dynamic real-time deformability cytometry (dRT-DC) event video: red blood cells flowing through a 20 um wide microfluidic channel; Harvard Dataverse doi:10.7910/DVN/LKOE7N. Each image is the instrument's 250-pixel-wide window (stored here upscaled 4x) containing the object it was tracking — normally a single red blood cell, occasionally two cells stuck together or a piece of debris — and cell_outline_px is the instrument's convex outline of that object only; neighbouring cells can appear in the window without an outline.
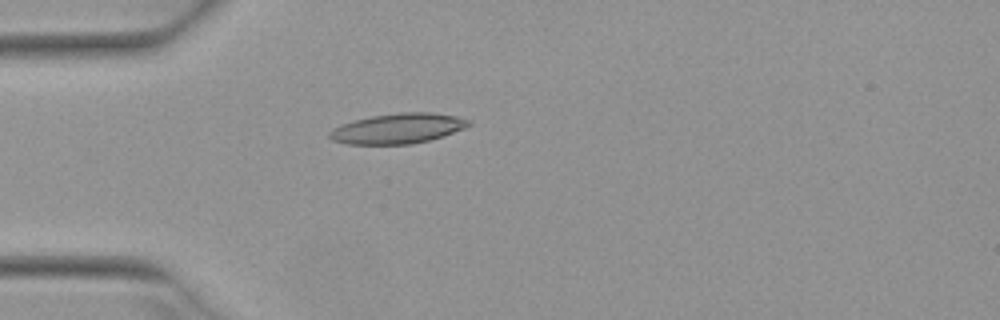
{"species": "Egyptian fruit bat (a non-hibernating species)", "species_latin": "Rousettus aegyptiacus", "temperature_condition": "warm", "stored_images_in_passage": 5, "camera_frame_rate_fps": 3000, "um_per_image_px": 0.085, "animal": {"sex": "female"}, "frame": {"image": 1, "passage_image": 1, "time_ms": 0.0, "image_size_px": [1000, 320], "cell_outline_px": [[472, 124], [464, 128], [444, 136], [412, 144], [348, 144], [332, 140], [328, 136], [328, 132], [332, 128], [340, 124], [352, 120], [372, 116], [400, 112], [432, 112], [456, 116], [472, 120]], "centroid_in_image_um": [33.81, 10.91], "position_along_channel_um": 51.2, "area_um2": 24.68}}
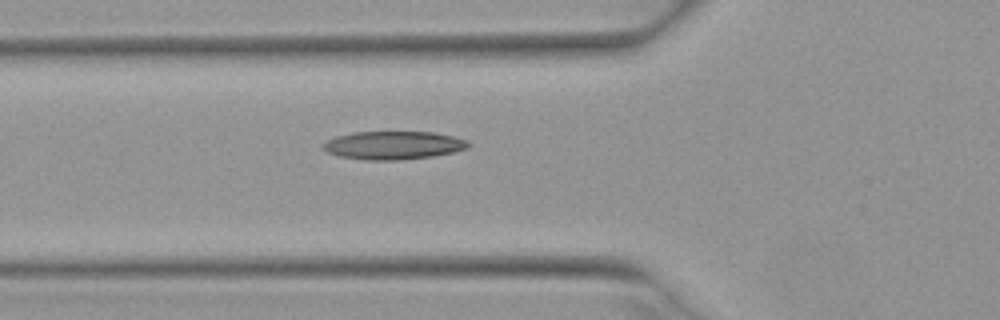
{"frame": {"image": 2, "passage_image": 5, "time_ms": 1.333, "image_size_px": [1000, 320], "cell_outline_px": [[468, 148], [452, 152], [432, 156], [400, 160], [368, 160], [340, 156], [328, 152], [320, 144], [336, 136], [352, 132], [432, 132], [452, 136], [468, 140]], "centroid_in_image_um": [33.42, 12.34], "position_along_channel_um": 92.4, "area_um2": 23.7}}